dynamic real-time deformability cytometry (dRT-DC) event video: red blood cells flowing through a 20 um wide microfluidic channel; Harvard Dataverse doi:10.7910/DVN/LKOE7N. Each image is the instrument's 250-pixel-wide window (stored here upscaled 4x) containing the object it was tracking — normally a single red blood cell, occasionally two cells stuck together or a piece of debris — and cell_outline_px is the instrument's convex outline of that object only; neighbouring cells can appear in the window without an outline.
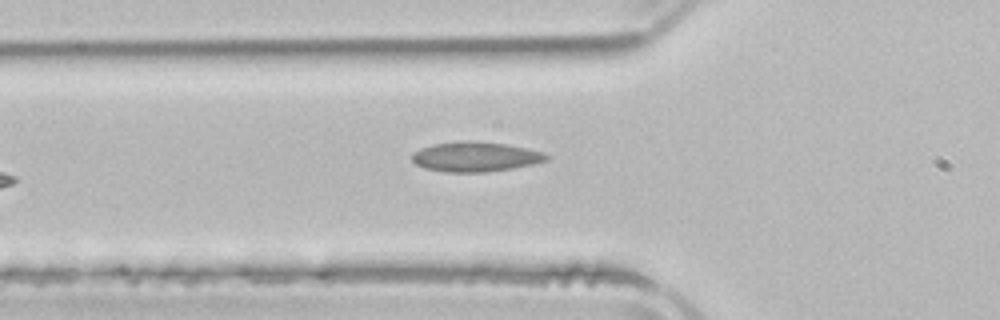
{"species": "common noctule bat (a hibernating species)", "species_latin": "Nyctalus noctula", "temperature_condition": "room temperature", "stored_images_in_passage": 4, "camera_frame_rate_fps": 3000, "um_per_image_px": 0.085, "animal": {"sex": "male", "body_mass_g": 21.5, "forearm_length_mm": 52.0}, "frame": {"image": 1, "passage_image": 4, "time_ms": 4.0, "image_size_px": [1000, 320], "cell_outline_px": [[548, 160], [532, 164], [512, 168], [488, 172], [444, 172], [424, 168], [416, 164], [412, 160], [412, 152], [420, 148], [432, 144], [460, 140], [468, 140], [504, 144], [528, 148], [544, 152], [548, 156]], "centroid_in_image_um": [40.38, 13.32], "position_along_channel_um": 85.4, "area_um2": 23.52}}